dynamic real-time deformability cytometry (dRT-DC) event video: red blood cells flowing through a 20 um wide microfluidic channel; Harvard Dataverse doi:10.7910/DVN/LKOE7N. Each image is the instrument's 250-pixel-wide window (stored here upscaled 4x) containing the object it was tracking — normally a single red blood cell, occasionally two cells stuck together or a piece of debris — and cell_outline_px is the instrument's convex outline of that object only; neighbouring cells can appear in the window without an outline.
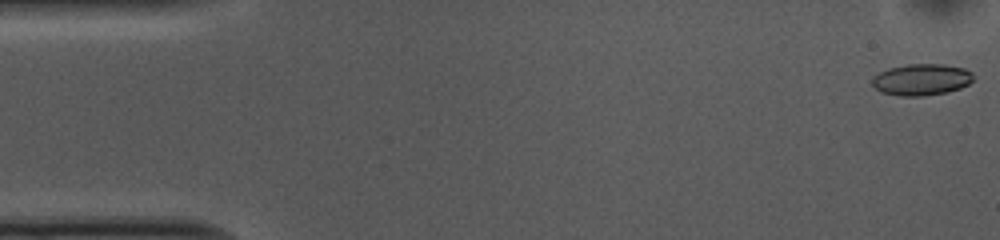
{"species": "common noctule bat (a hibernating species)", "species_latin": "Nyctalus noctula", "temperature_condition": "cold", "stored_images_in_passage": 53, "camera_frame_rate_fps": 3000, "um_per_image_px": 0.085, "animal": {"sex": "female", "body_mass_g": 10.0, "forearm_length_mm": 53.1}, "frame": {"image": 1, "passage_image": 1, "time_ms": 0.0, "image_size_px": [1000, 240], "cell_outline_px": [[972, 80], [968, 84], [960, 88], [948, 92], [924, 96], [900, 96], [880, 92], [872, 84], [872, 76], [888, 68], [908, 64], [944, 64], [964, 68], [972, 72]], "centroid_in_image_um": [78.31, 6.77], "position_along_channel_um": 6.7, "area_um2": 18.67}}
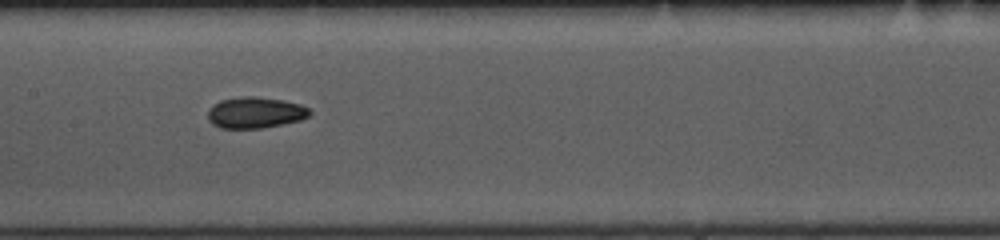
{"frame": {"image": 2, "passage_image": 25, "time_ms": 8.0, "image_size_px": [1000, 240], "cell_outline_px": [[312, 112], [308, 116], [300, 120], [260, 128], [220, 128], [212, 124], [208, 120], [208, 108], [212, 104], [220, 100], [244, 96], [256, 96], [280, 100], [300, 104], [308, 108]], "centroid_in_image_um": [21.64, 9.56], "position_along_channel_um": 185.8, "area_um2": 18.44}}
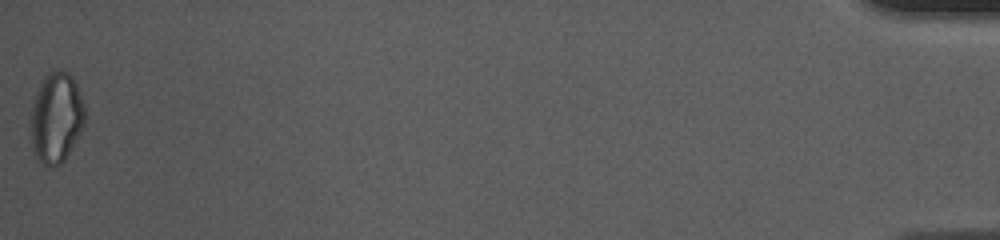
{"frame": {"image": 3, "passage_image": 53, "time_ms": 17.333, "image_size_px": [1000, 240], "cell_outline_px": [[84, 124], [80, 132], [64, 160], [60, 164], [52, 168], [48, 168], [32, 152], [32, 104], [36, 92], [44, 76], [48, 72], [68, 72], [72, 76], [76, 84], [84, 104]], "centroid_in_image_um": [4.78, 10.02], "position_along_channel_um": 430.4, "area_um2": 28.09}, "authors_computed_cell_mechanics": {"area_um2": 18.4382, "velocity_mm_per_s": 3.7277, "shape_relaxation_time_tau1_ms": 5.1781, "shape_relaxation_time_tau2_ms": 2.9451, "deformation_change_tau1": 0.1359, "deformation_change_tau2": 0.069}}